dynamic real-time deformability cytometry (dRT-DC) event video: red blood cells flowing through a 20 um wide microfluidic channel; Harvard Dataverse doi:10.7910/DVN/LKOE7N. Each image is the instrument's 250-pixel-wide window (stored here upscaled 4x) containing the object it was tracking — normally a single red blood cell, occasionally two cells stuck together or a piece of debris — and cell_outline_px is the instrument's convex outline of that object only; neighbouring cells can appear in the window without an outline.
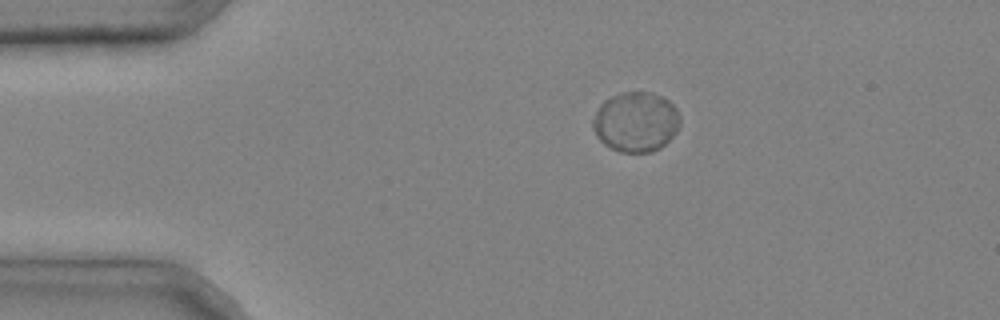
{"species": "common noctule bat (a hibernating species)", "species_latin": "Nyctalus noctula", "temperature_condition": "cold", "stored_images_in_passage": 4, "camera_frame_rate_fps": 3000, "um_per_image_px": 0.085, "animal": {"sex": "male", "body_mass_g": 20.4}, "frame": {"image": 1, "passage_image": 4, "time_ms": 1.0, "image_size_px": [1000, 320], "cell_outline_px": [[680, 124], [676, 132], [660, 148], [652, 152], [620, 152], [604, 144], [596, 136], [592, 124], [592, 120], [600, 104], [604, 100], [620, 92], [648, 92], [660, 96], [668, 100], [676, 108], [680, 116]], "centroid_in_image_um": [54.04, 10.36], "position_along_channel_um": 31.0, "area_um2": 30.46}}